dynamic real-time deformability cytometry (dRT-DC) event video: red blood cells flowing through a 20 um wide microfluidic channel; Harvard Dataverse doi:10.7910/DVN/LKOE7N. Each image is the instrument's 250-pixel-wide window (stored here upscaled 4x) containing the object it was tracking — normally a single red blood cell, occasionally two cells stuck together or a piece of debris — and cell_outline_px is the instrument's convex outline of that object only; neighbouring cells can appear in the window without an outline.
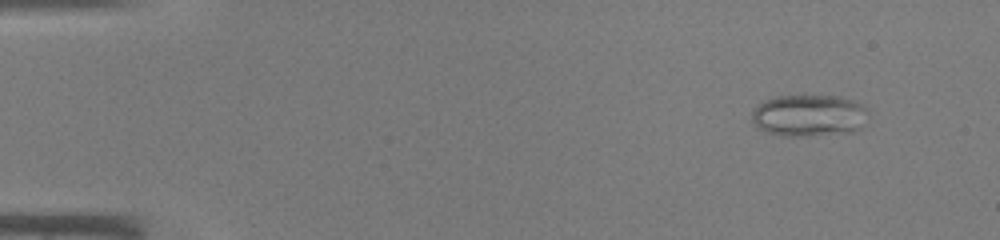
{"species": "common noctule bat (a hibernating species)", "species_latin": "Nyctalus noctula", "temperature_condition": "warm", "stored_images_in_passage": 45, "camera_frame_rate_fps": 3000, "um_per_image_px": 0.085, "animal": {"sex": "male", "body_mass_g": 19.0, "forearm_length_mm": 50.8}, "frame": {"image": 1, "passage_image": 5, "time_ms": 1.333, "image_size_px": [1000, 240], "cell_outline_px": [[868, 112], [860, 128], [852, 132], [796, 136], [784, 136], [768, 132], [760, 128], [752, 120], [752, 112], [760, 104], [768, 100], [780, 96], [840, 96], [852, 100], [860, 104]], "centroid_in_image_um": [68.78, 9.82], "position_along_channel_um": 16.2, "area_um2": 27.74}}
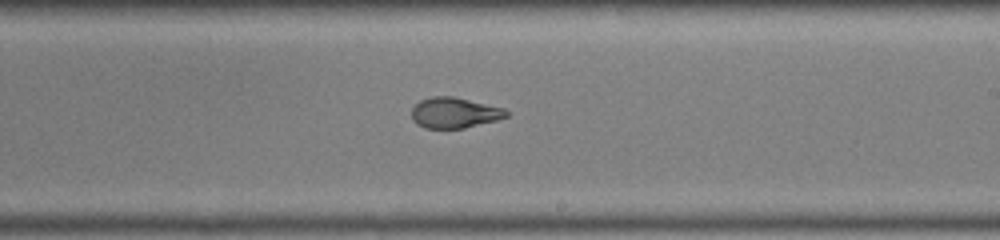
{"frame": {"image": 2, "passage_image": 28, "time_ms": 9.0, "image_size_px": [1000, 240], "cell_outline_px": [[508, 116], [496, 120], [464, 128], [424, 128], [416, 124], [412, 120], [412, 108], [420, 100], [432, 96], [452, 96], [504, 108], [508, 112]], "centroid_in_image_um": [38.6, 9.59], "position_along_channel_um": 250.4, "area_um2": 16.82}}
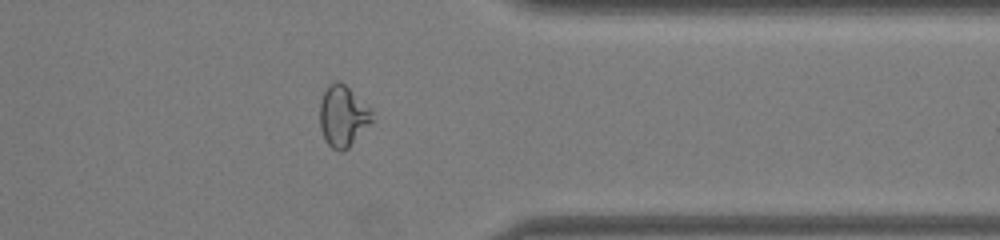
{"frame": {"image": 3, "passage_image": 37, "time_ms": 12.0, "image_size_px": [1000, 240], "cell_outline_px": [[376, 120], [348, 148], [340, 152], [332, 148], [324, 140], [320, 128], [320, 104], [324, 92], [328, 84], [332, 80], [340, 80], [372, 108], [376, 116]], "centroid_in_image_um": [29.2, 9.86], "position_along_channel_um": 382.2, "area_um2": 19.31}}